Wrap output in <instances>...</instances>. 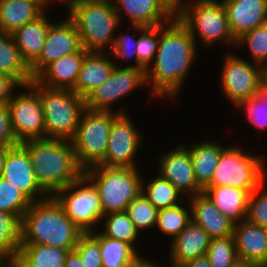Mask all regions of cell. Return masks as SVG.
Wrapping results in <instances>:
<instances>
[{
  "label": "cell",
  "mask_w": 267,
  "mask_h": 267,
  "mask_svg": "<svg viewBox=\"0 0 267 267\" xmlns=\"http://www.w3.org/2000/svg\"><path fill=\"white\" fill-rule=\"evenodd\" d=\"M261 153L246 152L244 146H228L223 149L207 187L231 186L256 190L267 179V157Z\"/></svg>",
  "instance_id": "obj_8"
},
{
  "label": "cell",
  "mask_w": 267,
  "mask_h": 267,
  "mask_svg": "<svg viewBox=\"0 0 267 267\" xmlns=\"http://www.w3.org/2000/svg\"><path fill=\"white\" fill-rule=\"evenodd\" d=\"M83 234L52 195L31 203L22 218L21 245L42 244L71 251Z\"/></svg>",
  "instance_id": "obj_2"
},
{
  "label": "cell",
  "mask_w": 267,
  "mask_h": 267,
  "mask_svg": "<svg viewBox=\"0 0 267 267\" xmlns=\"http://www.w3.org/2000/svg\"><path fill=\"white\" fill-rule=\"evenodd\" d=\"M52 196L63 207L69 219L84 233L99 229L103 217L99 193L84 174Z\"/></svg>",
  "instance_id": "obj_11"
},
{
  "label": "cell",
  "mask_w": 267,
  "mask_h": 267,
  "mask_svg": "<svg viewBox=\"0 0 267 267\" xmlns=\"http://www.w3.org/2000/svg\"><path fill=\"white\" fill-rule=\"evenodd\" d=\"M69 250L42 244L21 245L18 256L29 267H64Z\"/></svg>",
  "instance_id": "obj_35"
},
{
  "label": "cell",
  "mask_w": 267,
  "mask_h": 267,
  "mask_svg": "<svg viewBox=\"0 0 267 267\" xmlns=\"http://www.w3.org/2000/svg\"><path fill=\"white\" fill-rule=\"evenodd\" d=\"M89 234L99 243L102 267H129L142 257L130 244L107 237L99 230Z\"/></svg>",
  "instance_id": "obj_30"
},
{
  "label": "cell",
  "mask_w": 267,
  "mask_h": 267,
  "mask_svg": "<svg viewBox=\"0 0 267 267\" xmlns=\"http://www.w3.org/2000/svg\"><path fill=\"white\" fill-rule=\"evenodd\" d=\"M182 267H212V266L205 255L188 261Z\"/></svg>",
  "instance_id": "obj_49"
},
{
  "label": "cell",
  "mask_w": 267,
  "mask_h": 267,
  "mask_svg": "<svg viewBox=\"0 0 267 267\" xmlns=\"http://www.w3.org/2000/svg\"><path fill=\"white\" fill-rule=\"evenodd\" d=\"M121 29L122 28L120 27V29L118 30L116 34L113 47L111 51L109 52L112 56L115 66L145 69L138 62V59H137L136 46L138 44V26L128 25V28H126L127 29L126 32L125 30L123 31V29L122 30ZM130 31H133V33L131 34ZM129 61H132V62L134 61V63L131 62L129 64Z\"/></svg>",
  "instance_id": "obj_34"
},
{
  "label": "cell",
  "mask_w": 267,
  "mask_h": 267,
  "mask_svg": "<svg viewBox=\"0 0 267 267\" xmlns=\"http://www.w3.org/2000/svg\"><path fill=\"white\" fill-rule=\"evenodd\" d=\"M234 109L235 113L243 111L248 125L254 127V130L260 132L267 130V106L258 97L242 101Z\"/></svg>",
  "instance_id": "obj_43"
},
{
  "label": "cell",
  "mask_w": 267,
  "mask_h": 267,
  "mask_svg": "<svg viewBox=\"0 0 267 267\" xmlns=\"http://www.w3.org/2000/svg\"><path fill=\"white\" fill-rule=\"evenodd\" d=\"M125 212L142 237L146 231L148 232L156 227L158 209L142 192L127 205Z\"/></svg>",
  "instance_id": "obj_38"
},
{
  "label": "cell",
  "mask_w": 267,
  "mask_h": 267,
  "mask_svg": "<svg viewBox=\"0 0 267 267\" xmlns=\"http://www.w3.org/2000/svg\"><path fill=\"white\" fill-rule=\"evenodd\" d=\"M211 237L198 224L191 221L175 238L171 239L167 262L183 266L190 260L206 255Z\"/></svg>",
  "instance_id": "obj_20"
},
{
  "label": "cell",
  "mask_w": 267,
  "mask_h": 267,
  "mask_svg": "<svg viewBox=\"0 0 267 267\" xmlns=\"http://www.w3.org/2000/svg\"><path fill=\"white\" fill-rule=\"evenodd\" d=\"M203 193L234 224L246 220L250 193L245 189L223 185L206 187Z\"/></svg>",
  "instance_id": "obj_27"
},
{
  "label": "cell",
  "mask_w": 267,
  "mask_h": 267,
  "mask_svg": "<svg viewBox=\"0 0 267 267\" xmlns=\"http://www.w3.org/2000/svg\"><path fill=\"white\" fill-rule=\"evenodd\" d=\"M154 175L148 179L143 174L142 194L158 210L176 206L185 200L170 181L161 177L158 173H154Z\"/></svg>",
  "instance_id": "obj_31"
},
{
  "label": "cell",
  "mask_w": 267,
  "mask_h": 267,
  "mask_svg": "<svg viewBox=\"0 0 267 267\" xmlns=\"http://www.w3.org/2000/svg\"><path fill=\"white\" fill-rule=\"evenodd\" d=\"M29 84L38 92L42 103L45 139L71 140L86 110L85 99L72 90L40 85L35 79Z\"/></svg>",
  "instance_id": "obj_6"
},
{
  "label": "cell",
  "mask_w": 267,
  "mask_h": 267,
  "mask_svg": "<svg viewBox=\"0 0 267 267\" xmlns=\"http://www.w3.org/2000/svg\"><path fill=\"white\" fill-rule=\"evenodd\" d=\"M235 39L267 23V0H221Z\"/></svg>",
  "instance_id": "obj_21"
},
{
  "label": "cell",
  "mask_w": 267,
  "mask_h": 267,
  "mask_svg": "<svg viewBox=\"0 0 267 267\" xmlns=\"http://www.w3.org/2000/svg\"><path fill=\"white\" fill-rule=\"evenodd\" d=\"M25 2H44V0H20Z\"/></svg>",
  "instance_id": "obj_57"
},
{
  "label": "cell",
  "mask_w": 267,
  "mask_h": 267,
  "mask_svg": "<svg viewBox=\"0 0 267 267\" xmlns=\"http://www.w3.org/2000/svg\"><path fill=\"white\" fill-rule=\"evenodd\" d=\"M75 250L84 267H102L99 243L89 233H84L79 238Z\"/></svg>",
  "instance_id": "obj_44"
},
{
  "label": "cell",
  "mask_w": 267,
  "mask_h": 267,
  "mask_svg": "<svg viewBox=\"0 0 267 267\" xmlns=\"http://www.w3.org/2000/svg\"><path fill=\"white\" fill-rule=\"evenodd\" d=\"M0 267H7L4 263Z\"/></svg>",
  "instance_id": "obj_60"
},
{
  "label": "cell",
  "mask_w": 267,
  "mask_h": 267,
  "mask_svg": "<svg viewBox=\"0 0 267 267\" xmlns=\"http://www.w3.org/2000/svg\"><path fill=\"white\" fill-rule=\"evenodd\" d=\"M100 225L98 230L103 235L130 244L141 256H144V252H140L141 249L139 250L137 246L138 241H141L140 233L125 211L103 215Z\"/></svg>",
  "instance_id": "obj_32"
},
{
  "label": "cell",
  "mask_w": 267,
  "mask_h": 267,
  "mask_svg": "<svg viewBox=\"0 0 267 267\" xmlns=\"http://www.w3.org/2000/svg\"><path fill=\"white\" fill-rule=\"evenodd\" d=\"M114 67L109 52H88L78 73L74 92L85 99L109 78Z\"/></svg>",
  "instance_id": "obj_23"
},
{
  "label": "cell",
  "mask_w": 267,
  "mask_h": 267,
  "mask_svg": "<svg viewBox=\"0 0 267 267\" xmlns=\"http://www.w3.org/2000/svg\"><path fill=\"white\" fill-rule=\"evenodd\" d=\"M191 207L188 199L182 203L158 210L155 229L163 236L175 238L190 222Z\"/></svg>",
  "instance_id": "obj_33"
},
{
  "label": "cell",
  "mask_w": 267,
  "mask_h": 267,
  "mask_svg": "<svg viewBox=\"0 0 267 267\" xmlns=\"http://www.w3.org/2000/svg\"><path fill=\"white\" fill-rule=\"evenodd\" d=\"M129 267H147V256L144 255Z\"/></svg>",
  "instance_id": "obj_55"
},
{
  "label": "cell",
  "mask_w": 267,
  "mask_h": 267,
  "mask_svg": "<svg viewBox=\"0 0 267 267\" xmlns=\"http://www.w3.org/2000/svg\"><path fill=\"white\" fill-rule=\"evenodd\" d=\"M11 147H0V176L5 165V160L7 157V152Z\"/></svg>",
  "instance_id": "obj_52"
},
{
  "label": "cell",
  "mask_w": 267,
  "mask_h": 267,
  "mask_svg": "<svg viewBox=\"0 0 267 267\" xmlns=\"http://www.w3.org/2000/svg\"><path fill=\"white\" fill-rule=\"evenodd\" d=\"M88 53L83 47L75 53L65 55L49 64L35 80L43 86L55 89H67L74 92L78 73L85 55Z\"/></svg>",
  "instance_id": "obj_22"
},
{
  "label": "cell",
  "mask_w": 267,
  "mask_h": 267,
  "mask_svg": "<svg viewBox=\"0 0 267 267\" xmlns=\"http://www.w3.org/2000/svg\"><path fill=\"white\" fill-rule=\"evenodd\" d=\"M190 142L192 143L184 144L182 141L189 150L197 183L204 190L210 184L220 154L227 145L221 144L220 140H215V138L214 140L206 139L198 140V142L192 140Z\"/></svg>",
  "instance_id": "obj_26"
},
{
  "label": "cell",
  "mask_w": 267,
  "mask_h": 267,
  "mask_svg": "<svg viewBox=\"0 0 267 267\" xmlns=\"http://www.w3.org/2000/svg\"><path fill=\"white\" fill-rule=\"evenodd\" d=\"M162 261H163L162 259L160 261V259L158 260L157 258L154 259L151 256L150 257L147 256V267H167L166 261L164 262L165 264Z\"/></svg>",
  "instance_id": "obj_53"
},
{
  "label": "cell",
  "mask_w": 267,
  "mask_h": 267,
  "mask_svg": "<svg viewBox=\"0 0 267 267\" xmlns=\"http://www.w3.org/2000/svg\"><path fill=\"white\" fill-rule=\"evenodd\" d=\"M20 85L11 77L0 73V105L8 104Z\"/></svg>",
  "instance_id": "obj_46"
},
{
  "label": "cell",
  "mask_w": 267,
  "mask_h": 267,
  "mask_svg": "<svg viewBox=\"0 0 267 267\" xmlns=\"http://www.w3.org/2000/svg\"><path fill=\"white\" fill-rule=\"evenodd\" d=\"M246 220L267 229V179L250 193Z\"/></svg>",
  "instance_id": "obj_42"
},
{
  "label": "cell",
  "mask_w": 267,
  "mask_h": 267,
  "mask_svg": "<svg viewBox=\"0 0 267 267\" xmlns=\"http://www.w3.org/2000/svg\"><path fill=\"white\" fill-rule=\"evenodd\" d=\"M21 144L29 153L37 182L49 195L67 187L84 174L70 140L37 139Z\"/></svg>",
  "instance_id": "obj_3"
},
{
  "label": "cell",
  "mask_w": 267,
  "mask_h": 267,
  "mask_svg": "<svg viewBox=\"0 0 267 267\" xmlns=\"http://www.w3.org/2000/svg\"><path fill=\"white\" fill-rule=\"evenodd\" d=\"M173 146L169 151L160 152L154 158L157 173L170 181L185 199L202 194L203 190L197 183L189 150L181 142Z\"/></svg>",
  "instance_id": "obj_15"
},
{
  "label": "cell",
  "mask_w": 267,
  "mask_h": 267,
  "mask_svg": "<svg viewBox=\"0 0 267 267\" xmlns=\"http://www.w3.org/2000/svg\"><path fill=\"white\" fill-rule=\"evenodd\" d=\"M46 11L48 10H45L39 17L26 23L11 34L21 52L22 58L29 67L38 59L49 26L53 22L51 18L49 19L50 12Z\"/></svg>",
  "instance_id": "obj_25"
},
{
  "label": "cell",
  "mask_w": 267,
  "mask_h": 267,
  "mask_svg": "<svg viewBox=\"0 0 267 267\" xmlns=\"http://www.w3.org/2000/svg\"><path fill=\"white\" fill-rule=\"evenodd\" d=\"M176 17L189 30L198 47L200 44L204 49H211L223 42L234 51L236 39L221 0L189 1Z\"/></svg>",
  "instance_id": "obj_5"
},
{
  "label": "cell",
  "mask_w": 267,
  "mask_h": 267,
  "mask_svg": "<svg viewBox=\"0 0 267 267\" xmlns=\"http://www.w3.org/2000/svg\"><path fill=\"white\" fill-rule=\"evenodd\" d=\"M8 106L12 131L18 143L45 139L42 103L38 92L30 84L21 85L13 93Z\"/></svg>",
  "instance_id": "obj_13"
},
{
  "label": "cell",
  "mask_w": 267,
  "mask_h": 267,
  "mask_svg": "<svg viewBox=\"0 0 267 267\" xmlns=\"http://www.w3.org/2000/svg\"><path fill=\"white\" fill-rule=\"evenodd\" d=\"M263 82L267 85V67L264 68V81Z\"/></svg>",
  "instance_id": "obj_56"
},
{
  "label": "cell",
  "mask_w": 267,
  "mask_h": 267,
  "mask_svg": "<svg viewBox=\"0 0 267 267\" xmlns=\"http://www.w3.org/2000/svg\"><path fill=\"white\" fill-rule=\"evenodd\" d=\"M112 1L122 25L156 27L165 25L175 17L160 0Z\"/></svg>",
  "instance_id": "obj_18"
},
{
  "label": "cell",
  "mask_w": 267,
  "mask_h": 267,
  "mask_svg": "<svg viewBox=\"0 0 267 267\" xmlns=\"http://www.w3.org/2000/svg\"><path fill=\"white\" fill-rule=\"evenodd\" d=\"M81 0H44L45 2V5L50 9H53V5L51 4H54V5H58L59 3H61L60 5L62 4H65V10L64 12H66V10H68L72 5L80 2ZM51 6V7H50Z\"/></svg>",
  "instance_id": "obj_51"
},
{
  "label": "cell",
  "mask_w": 267,
  "mask_h": 267,
  "mask_svg": "<svg viewBox=\"0 0 267 267\" xmlns=\"http://www.w3.org/2000/svg\"><path fill=\"white\" fill-rule=\"evenodd\" d=\"M5 258L0 254V266L4 263Z\"/></svg>",
  "instance_id": "obj_58"
},
{
  "label": "cell",
  "mask_w": 267,
  "mask_h": 267,
  "mask_svg": "<svg viewBox=\"0 0 267 267\" xmlns=\"http://www.w3.org/2000/svg\"><path fill=\"white\" fill-rule=\"evenodd\" d=\"M167 264V267H182V266H174V265H171L169 263H166Z\"/></svg>",
  "instance_id": "obj_59"
},
{
  "label": "cell",
  "mask_w": 267,
  "mask_h": 267,
  "mask_svg": "<svg viewBox=\"0 0 267 267\" xmlns=\"http://www.w3.org/2000/svg\"><path fill=\"white\" fill-rule=\"evenodd\" d=\"M66 15L74 22L85 50L111 51L122 27L112 0H81L72 5Z\"/></svg>",
  "instance_id": "obj_4"
},
{
  "label": "cell",
  "mask_w": 267,
  "mask_h": 267,
  "mask_svg": "<svg viewBox=\"0 0 267 267\" xmlns=\"http://www.w3.org/2000/svg\"><path fill=\"white\" fill-rule=\"evenodd\" d=\"M257 97L267 106V85L263 82Z\"/></svg>",
  "instance_id": "obj_54"
},
{
  "label": "cell",
  "mask_w": 267,
  "mask_h": 267,
  "mask_svg": "<svg viewBox=\"0 0 267 267\" xmlns=\"http://www.w3.org/2000/svg\"><path fill=\"white\" fill-rule=\"evenodd\" d=\"M241 47V48H240ZM243 47H247L249 53L248 57H244L250 62L261 65L263 68L267 67V23L256 27L241 35L236 39L234 50L242 51Z\"/></svg>",
  "instance_id": "obj_36"
},
{
  "label": "cell",
  "mask_w": 267,
  "mask_h": 267,
  "mask_svg": "<svg viewBox=\"0 0 267 267\" xmlns=\"http://www.w3.org/2000/svg\"><path fill=\"white\" fill-rule=\"evenodd\" d=\"M141 87H147L146 69L115 66L109 78L85 98L86 108L127 114L130 111L128 107L120 105L117 108V103Z\"/></svg>",
  "instance_id": "obj_12"
},
{
  "label": "cell",
  "mask_w": 267,
  "mask_h": 267,
  "mask_svg": "<svg viewBox=\"0 0 267 267\" xmlns=\"http://www.w3.org/2000/svg\"><path fill=\"white\" fill-rule=\"evenodd\" d=\"M132 118L134 117L127 113L119 114L113 120L105 157L99 165L123 168H136L143 165L136 160L139 155L141 156L139 152L142 150L145 136L140 128L138 129L139 126L137 124L135 126Z\"/></svg>",
  "instance_id": "obj_14"
},
{
  "label": "cell",
  "mask_w": 267,
  "mask_h": 267,
  "mask_svg": "<svg viewBox=\"0 0 267 267\" xmlns=\"http://www.w3.org/2000/svg\"><path fill=\"white\" fill-rule=\"evenodd\" d=\"M200 50L189 30L176 16L165 25H160L158 50L146 70L150 98L166 100L170 104L177 101L189 78L187 76L195 67L193 64L198 61Z\"/></svg>",
  "instance_id": "obj_1"
},
{
  "label": "cell",
  "mask_w": 267,
  "mask_h": 267,
  "mask_svg": "<svg viewBox=\"0 0 267 267\" xmlns=\"http://www.w3.org/2000/svg\"><path fill=\"white\" fill-rule=\"evenodd\" d=\"M118 115L111 111H92L88 108L83 112L70 141L77 162L84 170L104 160L112 122Z\"/></svg>",
  "instance_id": "obj_9"
},
{
  "label": "cell",
  "mask_w": 267,
  "mask_h": 267,
  "mask_svg": "<svg viewBox=\"0 0 267 267\" xmlns=\"http://www.w3.org/2000/svg\"><path fill=\"white\" fill-rule=\"evenodd\" d=\"M144 173L139 167H106L94 165L84 175L95 185L103 215L124 212L127 205L142 192Z\"/></svg>",
  "instance_id": "obj_7"
},
{
  "label": "cell",
  "mask_w": 267,
  "mask_h": 267,
  "mask_svg": "<svg viewBox=\"0 0 267 267\" xmlns=\"http://www.w3.org/2000/svg\"><path fill=\"white\" fill-rule=\"evenodd\" d=\"M233 236L241 265L267 266V229L243 220L234 224Z\"/></svg>",
  "instance_id": "obj_19"
},
{
  "label": "cell",
  "mask_w": 267,
  "mask_h": 267,
  "mask_svg": "<svg viewBox=\"0 0 267 267\" xmlns=\"http://www.w3.org/2000/svg\"><path fill=\"white\" fill-rule=\"evenodd\" d=\"M159 44V26H138V44L136 46L138 62L147 70L153 63Z\"/></svg>",
  "instance_id": "obj_41"
},
{
  "label": "cell",
  "mask_w": 267,
  "mask_h": 267,
  "mask_svg": "<svg viewBox=\"0 0 267 267\" xmlns=\"http://www.w3.org/2000/svg\"><path fill=\"white\" fill-rule=\"evenodd\" d=\"M31 203L17 187L0 176V211L16 214L22 220Z\"/></svg>",
  "instance_id": "obj_40"
},
{
  "label": "cell",
  "mask_w": 267,
  "mask_h": 267,
  "mask_svg": "<svg viewBox=\"0 0 267 267\" xmlns=\"http://www.w3.org/2000/svg\"><path fill=\"white\" fill-rule=\"evenodd\" d=\"M0 73L11 76L20 86L32 80L30 67L22 58L11 34L0 31Z\"/></svg>",
  "instance_id": "obj_29"
},
{
  "label": "cell",
  "mask_w": 267,
  "mask_h": 267,
  "mask_svg": "<svg viewBox=\"0 0 267 267\" xmlns=\"http://www.w3.org/2000/svg\"><path fill=\"white\" fill-rule=\"evenodd\" d=\"M161 3L176 16L190 0H160Z\"/></svg>",
  "instance_id": "obj_47"
},
{
  "label": "cell",
  "mask_w": 267,
  "mask_h": 267,
  "mask_svg": "<svg viewBox=\"0 0 267 267\" xmlns=\"http://www.w3.org/2000/svg\"><path fill=\"white\" fill-rule=\"evenodd\" d=\"M4 264L7 267H29L18 255L5 258Z\"/></svg>",
  "instance_id": "obj_50"
},
{
  "label": "cell",
  "mask_w": 267,
  "mask_h": 267,
  "mask_svg": "<svg viewBox=\"0 0 267 267\" xmlns=\"http://www.w3.org/2000/svg\"><path fill=\"white\" fill-rule=\"evenodd\" d=\"M192 221L203 228L211 238H224L233 235L234 223L204 194L188 199Z\"/></svg>",
  "instance_id": "obj_24"
},
{
  "label": "cell",
  "mask_w": 267,
  "mask_h": 267,
  "mask_svg": "<svg viewBox=\"0 0 267 267\" xmlns=\"http://www.w3.org/2000/svg\"><path fill=\"white\" fill-rule=\"evenodd\" d=\"M49 8L45 2L0 0V31L12 34Z\"/></svg>",
  "instance_id": "obj_28"
},
{
  "label": "cell",
  "mask_w": 267,
  "mask_h": 267,
  "mask_svg": "<svg viewBox=\"0 0 267 267\" xmlns=\"http://www.w3.org/2000/svg\"><path fill=\"white\" fill-rule=\"evenodd\" d=\"M56 21L50 24L42 51L38 59L30 66L33 79L49 64L65 55L78 52L82 48L74 22L68 16Z\"/></svg>",
  "instance_id": "obj_16"
},
{
  "label": "cell",
  "mask_w": 267,
  "mask_h": 267,
  "mask_svg": "<svg viewBox=\"0 0 267 267\" xmlns=\"http://www.w3.org/2000/svg\"><path fill=\"white\" fill-rule=\"evenodd\" d=\"M19 144L13 134L8 104L0 105V147H13Z\"/></svg>",
  "instance_id": "obj_45"
},
{
  "label": "cell",
  "mask_w": 267,
  "mask_h": 267,
  "mask_svg": "<svg viewBox=\"0 0 267 267\" xmlns=\"http://www.w3.org/2000/svg\"><path fill=\"white\" fill-rule=\"evenodd\" d=\"M21 223L22 220L16 214L0 211V254L4 258L19 253Z\"/></svg>",
  "instance_id": "obj_37"
},
{
  "label": "cell",
  "mask_w": 267,
  "mask_h": 267,
  "mask_svg": "<svg viewBox=\"0 0 267 267\" xmlns=\"http://www.w3.org/2000/svg\"><path fill=\"white\" fill-rule=\"evenodd\" d=\"M228 52V53H227ZM237 50L226 51L222 56V66L218 81L224 98L236 107L240 102L257 97L264 81V68L247 61Z\"/></svg>",
  "instance_id": "obj_10"
},
{
  "label": "cell",
  "mask_w": 267,
  "mask_h": 267,
  "mask_svg": "<svg viewBox=\"0 0 267 267\" xmlns=\"http://www.w3.org/2000/svg\"><path fill=\"white\" fill-rule=\"evenodd\" d=\"M64 267H84L81 262L79 253L75 249L67 253Z\"/></svg>",
  "instance_id": "obj_48"
},
{
  "label": "cell",
  "mask_w": 267,
  "mask_h": 267,
  "mask_svg": "<svg viewBox=\"0 0 267 267\" xmlns=\"http://www.w3.org/2000/svg\"><path fill=\"white\" fill-rule=\"evenodd\" d=\"M1 176L17 187L32 203L50 196L37 182L29 153L21 143L8 150Z\"/></svg>",
  "instance_id": "obj_17"
},
{
  "label": "cell",
  "mask_w": 267,
  "mask_h": 267,
  "mask_svg": "<svg viewBox=\"0 0 267 267\" xmlns=\"http://www.w3.org/2000/svg\"><path fill=\"white\" fill-rule=\"evenodd\" d=\"M212 267H240L234 236L212 238L206 252Z\"/></svg>",
  "instance_id": "obj_39"
}]
</instances>
